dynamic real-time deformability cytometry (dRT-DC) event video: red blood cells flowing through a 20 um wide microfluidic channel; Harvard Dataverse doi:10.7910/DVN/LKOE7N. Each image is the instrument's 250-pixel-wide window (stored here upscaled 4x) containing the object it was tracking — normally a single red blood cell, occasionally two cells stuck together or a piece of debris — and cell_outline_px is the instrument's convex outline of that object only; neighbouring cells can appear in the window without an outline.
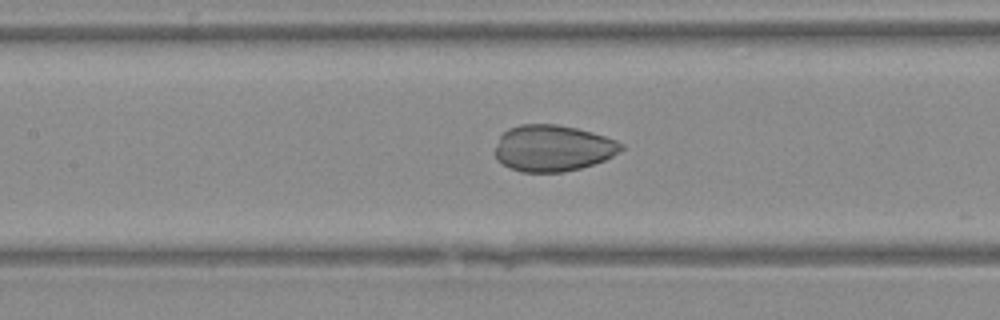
{"species": "Egyptian fruit bat (a non-hibernating species)", "species_latin": "Rousettus aegyptiacus", "temperature_condition": "warm", "stored_images_in_passage": 35, "camera_frame_rate_fps": 3000, "um_per_image_px": 0.085, "animal": {"sex": "female"}, "frame": {"image": 1, "passage_image": 13, "time_ms": 4.0, "image_size_px": [1000, 320], "cell_outline_px": [[624, 148], [612, 156], [604, 160], [580, 168], [564, 172], [520, 172], [508, 168], [496, 160], [496, 148], [500, 136], [508, 128], [520, 124], [556, 124], [576, 128], [592, 132], [616, 140], [624, 144]], "centroid_in_image_um": [46.97, 12.6], "position_along_channel_um": 160.4, "area_um2": 34.1}}
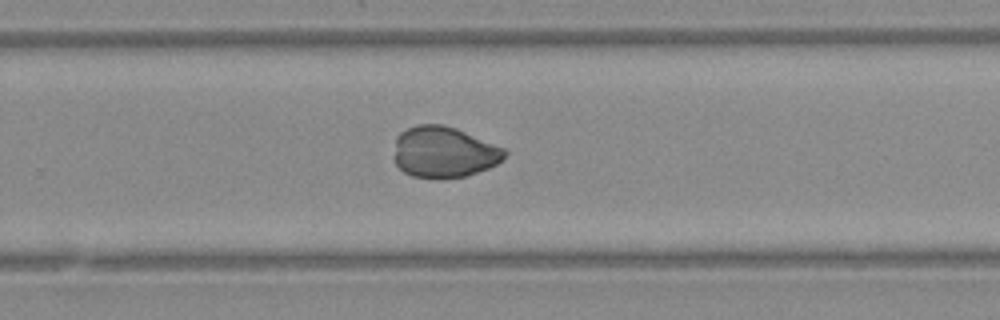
{"frame": {"image": 2, "passage_image": 21, "time_ms": 6.667, "image_size_px": [1000, 320], "cell_outline_px": [[508, 152], [496, 164], [488, 168], [464, 176], [412, 176], [404, 172], [396, 164], [396, 136], [400, 132], [416, 124], [440, 124], [456, 128], [504, 148]], "centroid_in_image_um": [37.73, 12.89], "position_along_channel_um": 292.1, "area_um2": 32.08}}
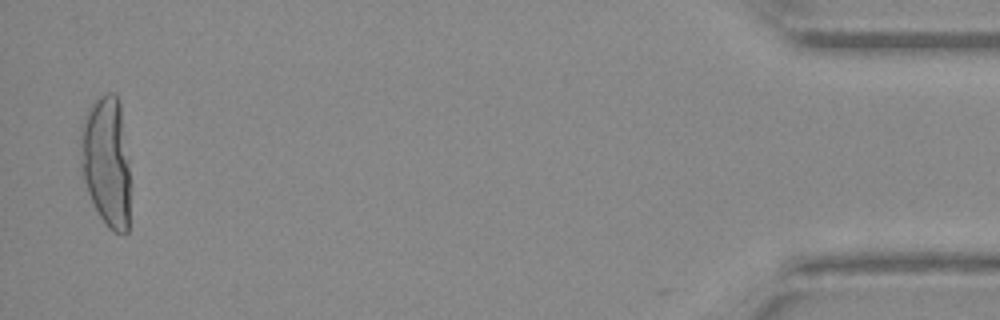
{"frame": {"image": 3, "passage_image": 34, "time_ms": 11.0, "image_size_px": [1000, 320], "cell_outline_px": [[128, 232], [124, 236], [112, 232], [108, 228], [100, 216], [88, 192], [80, 168], [80, 124], [84, 116], [96, 100], [100, 96], [108, 92], [112, 92], [116, 96], [120, 104], [128, 160]], "centroid_in_image_um": [9.02, 13.74], "position_along_channel_um": 426.2, "area_um2": 37.63}}